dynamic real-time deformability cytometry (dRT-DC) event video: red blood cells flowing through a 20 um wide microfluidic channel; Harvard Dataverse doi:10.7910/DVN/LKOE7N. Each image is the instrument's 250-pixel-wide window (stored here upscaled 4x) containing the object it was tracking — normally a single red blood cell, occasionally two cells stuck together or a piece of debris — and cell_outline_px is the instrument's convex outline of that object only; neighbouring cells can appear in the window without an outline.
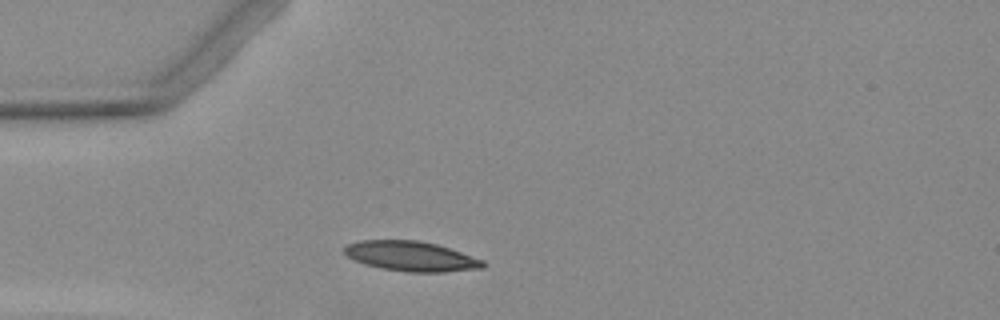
{"species": "Egyptian fruit bat (a non-hibernating species)", "species_latin": "Rousettus aegyptiacus", "temperature_condition": "warm", "stored_images_in_passage": 1, "camera_frame_rate_fps": 3000, "um_per_image_px": 0.085, "animal": {"sex": "female"}, "frame": {"image": 1, "passage_image": 1, "time_ms": 0.0, "image_size_px": [1000, 320], "cell_outline_px": [[484, 268], [444, 272], [408, 272], [384, 268], [364, 264], [348, 256], [344, 252], [344, 248], [348, 244], [360, 240], [420, 240], [436, 244], [484, 260]], "centroid_in_image_um": [34.95, 21.77], "position_along_channel_um": 50.0, "area_um2": 23.93}}